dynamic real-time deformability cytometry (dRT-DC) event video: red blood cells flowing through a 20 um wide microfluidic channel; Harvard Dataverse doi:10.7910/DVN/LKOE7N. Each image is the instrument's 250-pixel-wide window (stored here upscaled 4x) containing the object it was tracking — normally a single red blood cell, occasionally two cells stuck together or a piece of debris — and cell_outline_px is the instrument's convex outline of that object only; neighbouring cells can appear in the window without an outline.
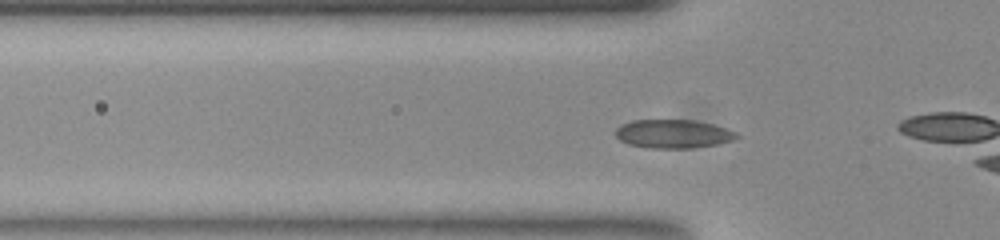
{"species": "common noctule bat (a hibernating species)", "species_latin": "Nyctalus noctula", "temperature_condition": "room temperature", "stored_images_in_passage": 31, "camera_frame_rate_fps": 3000, "um_per_image_px": 0.085, "animal": {"sex": "female", "body_mass_g": 23.0, "forearm_length_mm": 53.4}, "frame": {"image": 1, "passage_image": 5, "time_ms": 1.333, "image_size_px": [1000, 240], "cell_outline_px": [[740, 136], [732, 140], [716, 144], [688, 148], [648, 148], [628, 144], [620, 140], [616, 136], [616, 128], [620, 124], [632, 120], [696, 120], [712, 124], [736, 132]], "centroid_in_image_um": [57.18, 11.37], "position_along_channel_um": 68.6, "area_um2": 20.11}}
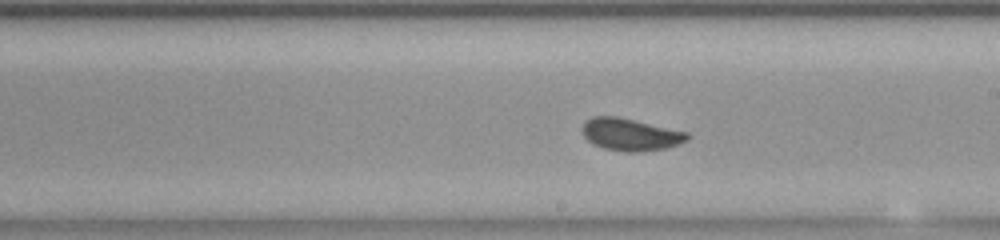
{"frame": {"image": 2, "passage_image": 18, "time_ms": 5.667, "image_size_px": [1000, 240], "cell_outline_px": [[688, 140], [664, 148], [640, 152], [624, 152], [604, 148], [592, 144], [584, 136], [584, 120], [592, 116], [616, 116], [688, 132]], "centroid_in_image_um": [53.56, 11.43], "position_along_channel_um": 235.4, "area_um2": 19.54}}
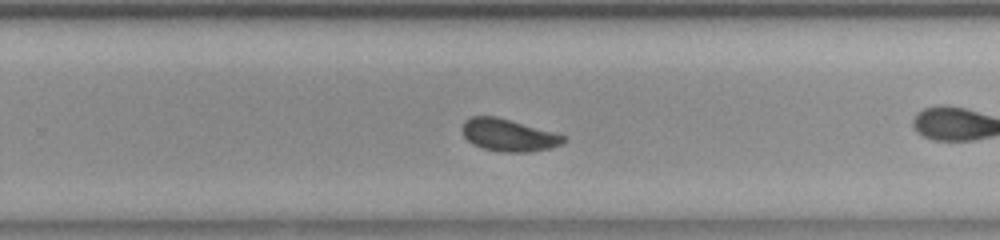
{"frame": {"image": 3, "passage_image": 22, "time_ms": 7.0, "image_size_px": [1000, 240], "cell_outline_px": [[564, 140], [560, 144], [552, 148], [528, 152], [504, 152], [484, 148], [472, 144], [464, 136], [464, 124], [472, 116], [496, 116], [552, 132], [564, 136]], "centroid_in_image_um": [43.22, 11.5], "position_along_channel_um": 286.6, "area_um2": 18.5}}